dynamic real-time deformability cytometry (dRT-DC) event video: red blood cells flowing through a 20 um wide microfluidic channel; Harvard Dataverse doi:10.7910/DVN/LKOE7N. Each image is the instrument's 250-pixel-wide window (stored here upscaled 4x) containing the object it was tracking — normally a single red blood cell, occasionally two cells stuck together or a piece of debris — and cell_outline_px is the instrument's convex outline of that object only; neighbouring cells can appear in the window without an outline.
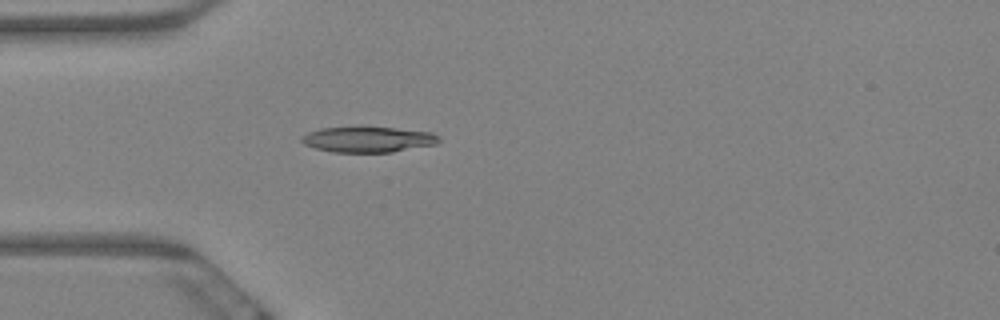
{"species": "Egyptian fruit bat (a non-hibernating species)", "species_latin": "Rousettus aegyptiacus", "temperature_condition": "warm", "stored_images_in_passage": 6, "camera_frame_rate_fps": 3000, "um_per_image_px": 0.085, "animal": {"sex": "female"}, "frame": {"image": 1, "passage_image": 6, "time_ms": 1.667, "image_size_px": [1000, 320], "cell_outline_px": [[440, 140], [436, 144], [392, 152], [332, 152], [316, 148], [304, 144], [300, 140], [300, 136], [308, 132], [320, 128], [360, 124], [432, 132], [440, 136]], "centroid_in_image_um": [31.25, 11.8], "position_along_channel_um": 53.8, "area_um2": 21.39}}